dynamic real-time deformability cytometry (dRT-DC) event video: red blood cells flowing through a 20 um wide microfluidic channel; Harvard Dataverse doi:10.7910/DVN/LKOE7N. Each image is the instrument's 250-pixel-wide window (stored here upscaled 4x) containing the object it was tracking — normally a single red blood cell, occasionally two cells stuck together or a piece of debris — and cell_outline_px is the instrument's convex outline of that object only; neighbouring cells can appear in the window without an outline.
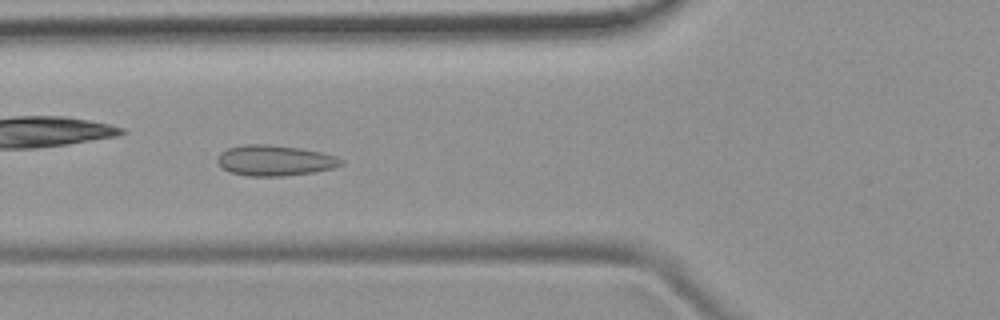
{"species": "common noctule bat (a hibernating species)", "species_latin": "Nyctalus noctula", "temperature_condition": "room temperature", "stored_images_in_passage": 8, "camera_frame_rate_fps": 3000, "um_per_image_px": 0.085, "animal": {"sex": "female", "body_mass_g": 19.9}, "frame": {"image": 1, "passage_image": 6, "time_ms": 5.667, "image_size_px": [1000, 320], "cell_outline_px": [[344, 164], [332, 168], [312, 172], [284, 176], [248, 176], [232, 172], [224, 168], [216, 160], [220, 152], [228, 148], [244, 144], [268, 144], [300, 148], [320, 152], [336, 156], [344, 160]], "centroid_in_image_um": [23.37, 13.63], "position_along_channel_um": 102.4, "area_um2": 21.96}}
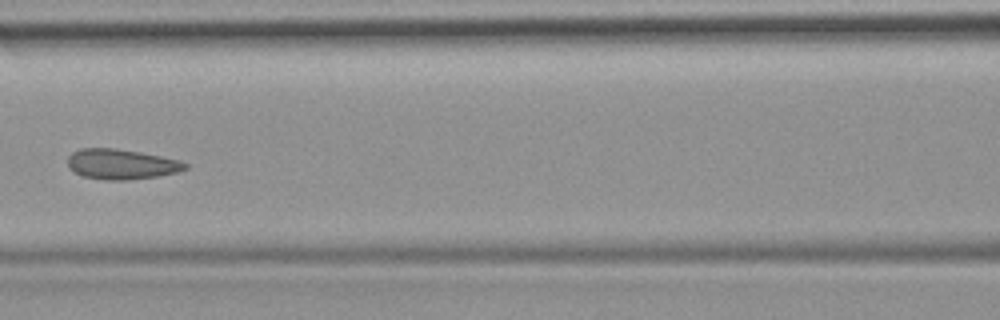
{"frame": {"image": 2, "passage_image": 7, "time_ms": 7.0, "image_size_px": [1000, 320], "cell_outline_px": [[188, 168], [180, 172], [156, 176], [128, 180], [108, 180], [84, 176], [68, 168], [68, 156], [72, 152], [80, 148], [116, 148], [140, 152], [180, 160], [188, 164]], "centroid_in_image_um": [10.33, 13.95], "position_along_channel_um": 156.3, "area_um2": 20.69}}
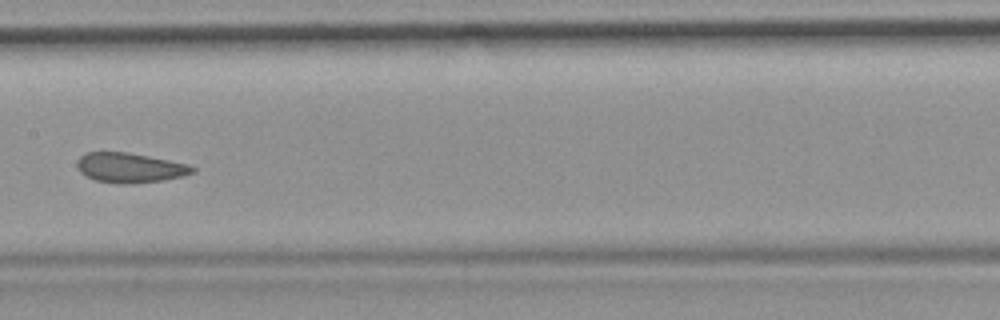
{"frame": {"image": 3, "passage_image": 8, "time_ms": 8.0, "image_size_px": [1000, 320], "cell_outline_px": [[196, 172], [184, 176], [160, 180], [124, 184], [120, 184], [96, 180], [80, 172], [76, 164], [80, 156], [88, 152], [124, 152], [148, 156], [188, 164], [196, 168]], "centroid_in_image_um": [11.05, 14.25], "position_along_channel_um": 196.3, "area_um2": 19.77}}